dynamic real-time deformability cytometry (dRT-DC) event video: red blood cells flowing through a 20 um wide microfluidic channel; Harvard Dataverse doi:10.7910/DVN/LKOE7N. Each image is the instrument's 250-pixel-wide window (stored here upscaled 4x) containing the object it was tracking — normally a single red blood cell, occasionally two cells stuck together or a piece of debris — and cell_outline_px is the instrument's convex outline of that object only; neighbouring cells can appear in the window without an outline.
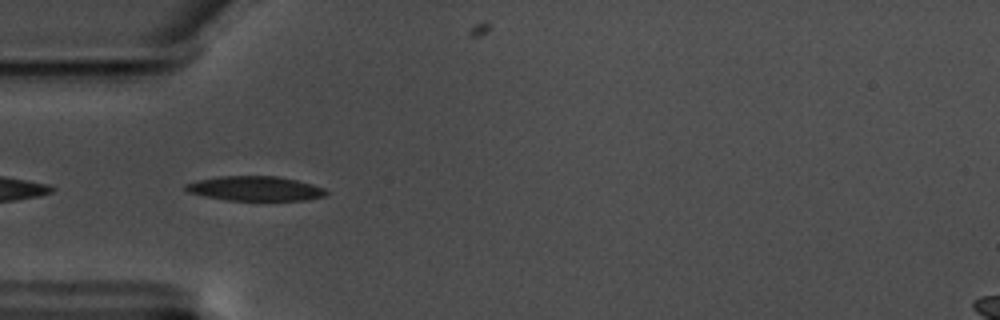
{"species": "common noctule bat (a hibernating species)", "species_latin": "Nyctalus noctula", "temperature_condition": "warm", "stored_images_in_passage": 36, "camera_frame_rate_fps": 3000, "um_per_image_px": 0.085, "animal": {"sex": "male", "body_mass_g": 17.5, "forearm_length_mm": 52.3}, "frame": {"image": 1, "passage_image": 2, "time_ms": 0.333, "image_size_px": [1000, 320], "cell_outline_px": [[328, 192], [324, 196], [308, 200], [228, 200], [204, 196], [188, 192], [184, 188], [184, 184], [196, 180], [220, 176], [276, 176], [296, 180], [312, 184], [324, 188]], "centroid_in_image_um": [21.67, 16.02], "position_along_channel_um": 63.3, "area_um2": 20.11}}
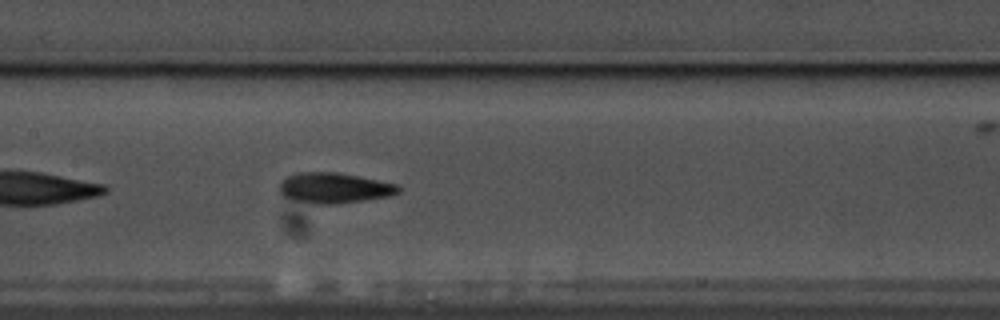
{"frame": {"image": 2, "passage_image": 12, "time_ms": 3.667, "image_size_px": [1000, 320], "cell_outline_px": [[400, 192], [388, 196], [364, 200], [336, 204], [316, 204], [296, 200], [284, 196], [280, 192], [280, 180], [288, 176], [300, 172], [336, 172], [396, 184], [400, 188]], "centroid_in_image_um": [28.38, 15.98], "position_along_channel_um": 179.0, "area_um2": 20.81}}
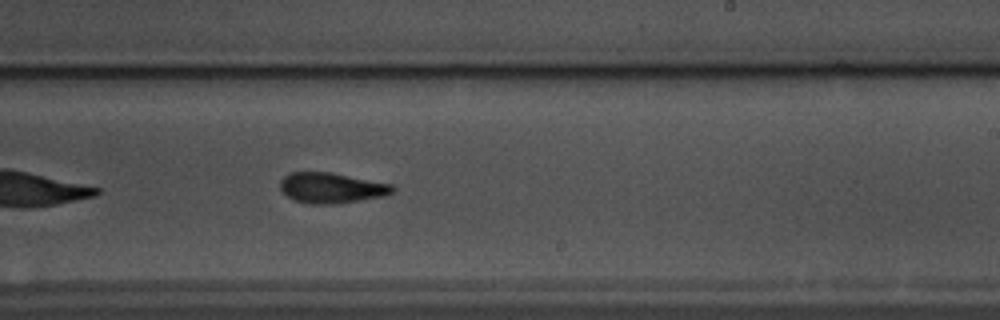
{"frame": {"image": 3, "passage_image": 19, "time_ms": 6.0, "image_size_px": [1000, 320], "cell_outline_px": [[396, 188], [388, 196], [332, 204], [312, 204], [296, 200], [288, 196], [280, 188], [280, 180], [288, 172], [332, 172], [392, 184]], "centroid_in_image_um": [28.2, 15.96], "position_along_channel_um": 260.8, "area_um2": 20.0}, "authors_computed_cell_mechanics": {"area_um2": 20.1144, "velocity_mm_per_s": 3.5212, "shape_relaxation_time_tau1_ms": 4.5961, "shape_relaxation_time_tau2_ms": 4.1376, "deformation_change_tau1": 0.1619, "deformation_change_tau2": 0.1247}}